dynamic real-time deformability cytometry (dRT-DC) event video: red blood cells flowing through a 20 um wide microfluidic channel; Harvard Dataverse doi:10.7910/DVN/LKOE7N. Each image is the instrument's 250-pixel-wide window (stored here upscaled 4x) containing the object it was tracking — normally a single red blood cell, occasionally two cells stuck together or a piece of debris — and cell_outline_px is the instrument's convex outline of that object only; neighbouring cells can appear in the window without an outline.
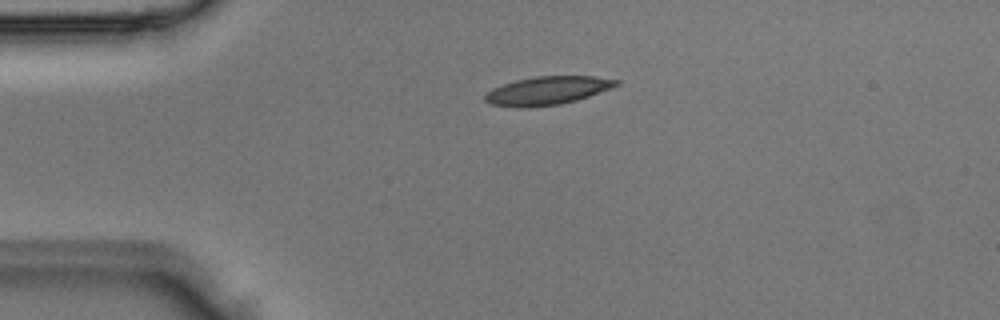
{"species": "Egyptian fruit bat (a non-hibernating species)", "species_latin": "Rousettus aegyptiacus", "temperature_condition": "room temperature", "stored_images_in_passage": 2, "camera_frame_rate_fps": 3000, "um_per_image_px": 0.085, "animal": {"sex": "male"}, "frame": {"image": 1, "passage_image": 1, "time_ms": 0.0, "image_size_px": [1000, 320], "cell_outline_px": [[620, 84], [588, 96], [576, 100], [560, 104], [528, 108], [524, 108], [488, 104], [484, 100], [484, 96], [492, 88], [516, 80], [536, 76], [592, 76], [620, 80]], "centroid_in_image_um": [46.49, 7.7], "position_along_channel_um": 38.5, "area_um2": 21.56}}